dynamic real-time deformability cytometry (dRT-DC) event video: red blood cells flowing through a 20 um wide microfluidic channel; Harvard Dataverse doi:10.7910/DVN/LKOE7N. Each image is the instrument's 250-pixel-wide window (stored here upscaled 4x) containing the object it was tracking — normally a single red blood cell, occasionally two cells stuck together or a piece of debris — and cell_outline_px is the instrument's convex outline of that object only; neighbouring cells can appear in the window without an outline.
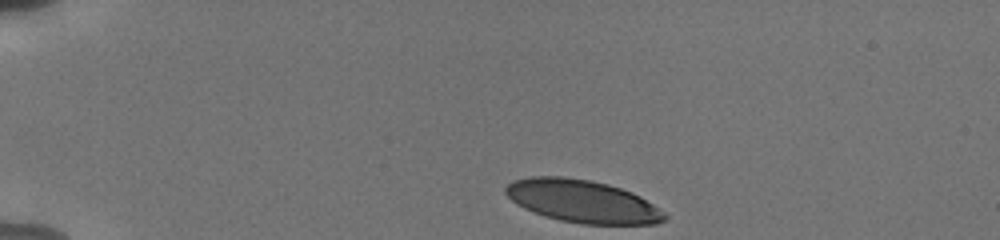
{"species": "human", "species_latin": "Homo sapiens", "temperature_condition": "cold", "stored_images_in_passage": 38, "camera_frame_rate_fps": 3000, "um_per_image_px": 0.085, "donor": {"sex": "male"}, "frame": {"image": 1, "passage_image": 1, "time_ms": 0.0, "image_size_px": [1000, 240], "cell_outline_px": [[668, 216], [664, 220], [656, 224], [580, 224], [560, 220], [544, 216], [524, 208], [516, 204], [504, 192], [504, 188], [512, 180], [528, 176], [564, 176], [592, 180], [608, 184], [632, 192], [640, 196], [664, 212]], "centroid_in_image_um": [49.48, 17.1], "position_along_channel_um": 35.5, "area_um2": 39.71}}
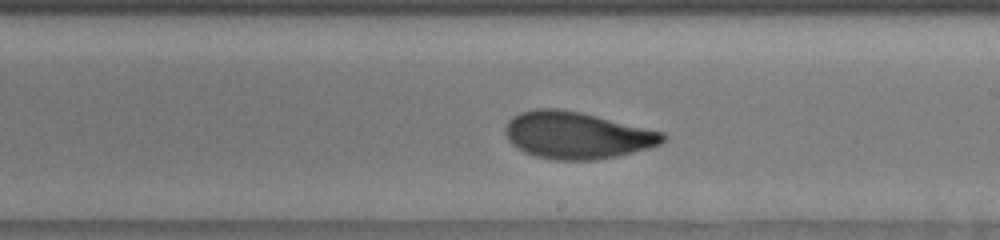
{"frame": {"image": 2, "passage_image": 23, "time_ms": 7.333, "image_size_px": [1000, 240], "cell_outline_px": [[668, 136], [660, 144], [652, 148], [616, 156], [596, 160], [556, 160], [536, 156], [524, 152], [516, 148], [508, 140], [504, 132], [504, 128], [508, 120], [512, 116], [520, 112], [532, 108], [556, 108], [580, 112], [664, 132]], "centroid_in_image_um": [49.01, 11.49], "position_along_channel_um": 240.0, "area_um2": 43.41}}
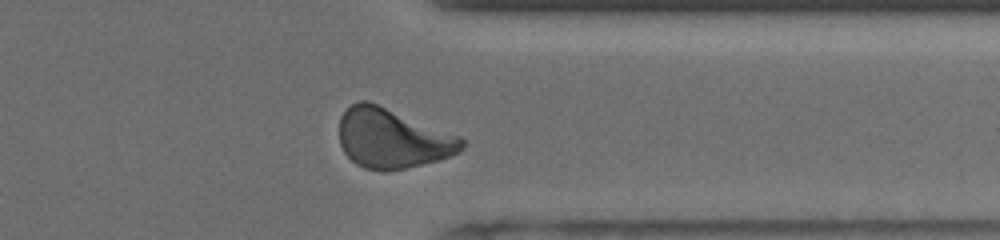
{"frame": {"image": 3, "passage_image": 34, "time_ms": 11.0, "image_size_px": [1000, 240], "cell_outline_px": [[464, 148], [460, 152], [436, 160], [388, 172], [384, 172], [364, 168], [356, 164], [344, 152], [340, 144], [340, 116], [352, 104], [360, 100], [368, 100], [460, 136], [464, 140]], "centroid_in_image_um": [33.34, 11.77], "position_along_channel_um": 378.1, "area_um2": 42.43}, "authors_computed_cell_mechanics": {"area_um2": 42.3096, "velocity_mm_per_s": 3.7844, "shape_relaxation_time_tau1_ms": 4.2604, "shape_relaxation_time_tau2_ms": 1.0427, "deformation_change_tau1": 0.1616, "deformation_change_tau2": 0.0639}}